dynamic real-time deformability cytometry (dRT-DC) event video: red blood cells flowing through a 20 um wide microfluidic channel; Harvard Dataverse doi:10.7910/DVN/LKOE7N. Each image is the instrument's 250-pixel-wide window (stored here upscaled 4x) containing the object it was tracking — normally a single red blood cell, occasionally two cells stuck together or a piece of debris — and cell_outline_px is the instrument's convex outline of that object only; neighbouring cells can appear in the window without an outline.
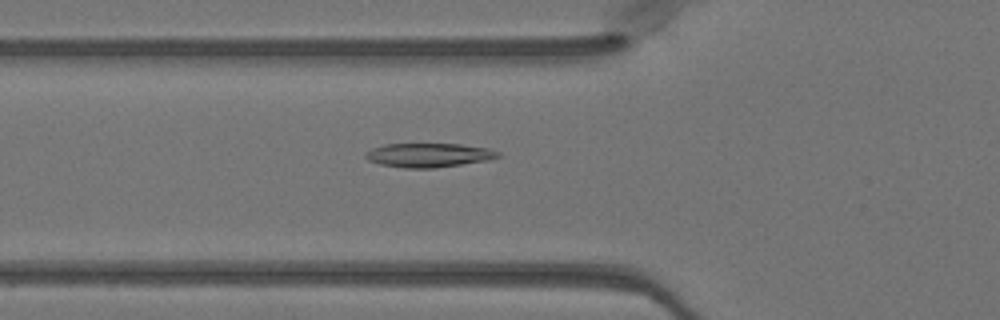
{"species": "Egyptian fruit bat (a non-hibernating species)", "species_latin": "Rousettus aegyptiacus", "temperature_condition": "warm", "stored_images_in_passage": 48, "camera_frame_rate_fps": 3000, "um_per_image_px": 0.085, "animal": {"sex": "female"}, "frame": {"image": 1, "passage_image": 16, "time_ms": 5.0, "image_size_px": [1000, 320], "cell_outline_px": [[500, 156], [492, 160], [432, 168], [404, 168], [380, 164], [368, 160], [364, 156], [364, 152], [372, 148], [384, 144], [460, 144], [492, 148], [500, 152]], "centroid_in_image_um": [36.47, 13.18], "position_along_channel_um": 89.3, "area_um2": 18.79}}
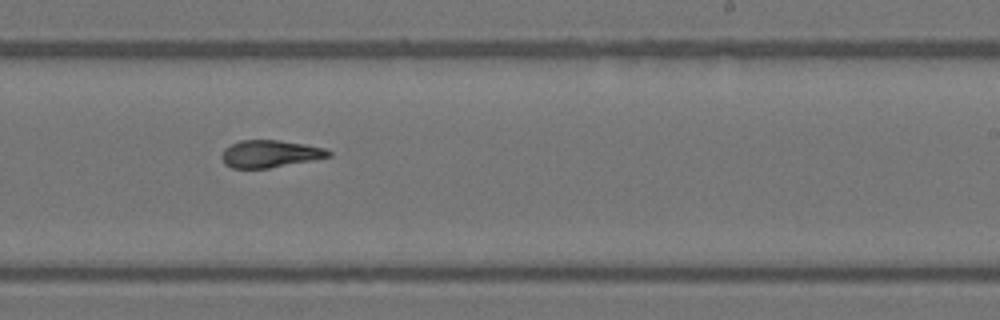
{"frame": {"image": 2, "passage_image": 29, "time_ms": 9.333, "image_size_px": [1000, 320], "cell_outline_px": [[332, 156], [312, 160], [268, 168], [232, 168], [224, 164], [220, 156], [224, 148], [240, 140], [280, 140], [304, 144], [324, 148], [332, 152]], "centroid_in_image_um": [22.92, 13.07], "position_along_channel_um": 266.1, "area_um2": 16.99}}
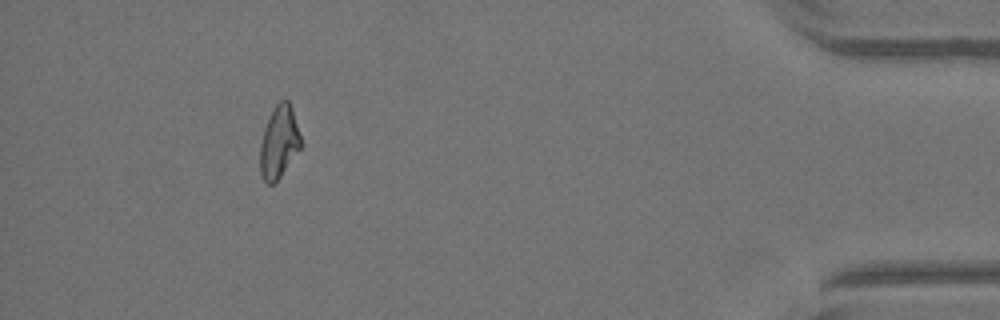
{"frame": {"image": 3, "passage_image": 44, "time_ms": 14.333, "image_size_px": [1000, 320], "cell_outline_px": [[300, 148], [280, 176], [272, 184], [268, 184], [264, 180], [260, 172], [260, 144], [264, 128], [268, 116], [272, 108], [280, 100], [288, 100], [292, 108], [300, 136]], "centroid_in_image_um": [23.69, 12.04], "position_along_channel_um": 411.5, "area_um2": 16.94}, "authors_computed_cell_mechanics": {"area_um2": 17.8891, "velocity_mm_per_s": 4.0677, "shape_relaxation_time_tau1_ms": 4.0485, "shape_relaxation_time_tau2_ms": 3.2827, "deformation_change_tau1": 0.158, "deformation_change_tau2": 0.1235}}